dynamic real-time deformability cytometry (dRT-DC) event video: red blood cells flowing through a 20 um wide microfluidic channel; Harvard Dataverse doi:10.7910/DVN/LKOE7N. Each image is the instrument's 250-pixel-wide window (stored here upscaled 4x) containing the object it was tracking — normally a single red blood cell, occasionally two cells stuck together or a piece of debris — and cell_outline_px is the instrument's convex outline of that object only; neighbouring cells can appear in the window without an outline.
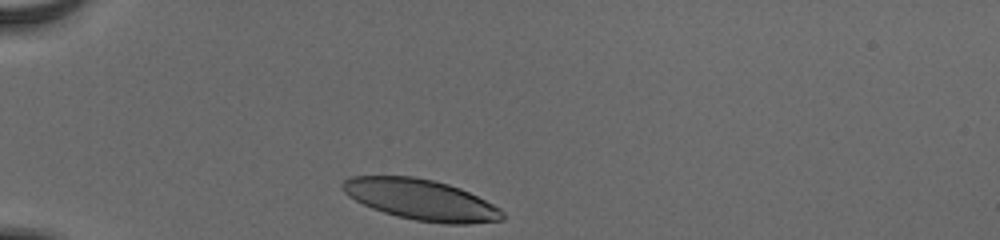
{"species": "human", "species_latin": "Homo sapiens", "temperature_condition": "cold", "stored_images_in_passage": 32, "camera_frame_rate_fps": 3000, "um_per_image_px": 0.085, "donor": {"sex": "male"}, "frame": {"image": 1, "passage_image": 1, "time_ms": 0.0, "image_size_px": [1000, 240], "cell_outline_px": [[504, 220], [468, 224], [444, 224], [416, 220], [396, 216], [372, 208], [348, 196], [340, 188], [340, 184], [344, 180], [352, 176], [416, 176], [448, 184], [460, 188], [500, 208], [504, 212]], "centroid_in_image_um": [35.78, 16.97], "position_along_channel_um": 49.2, "area_um2": 37.92}}
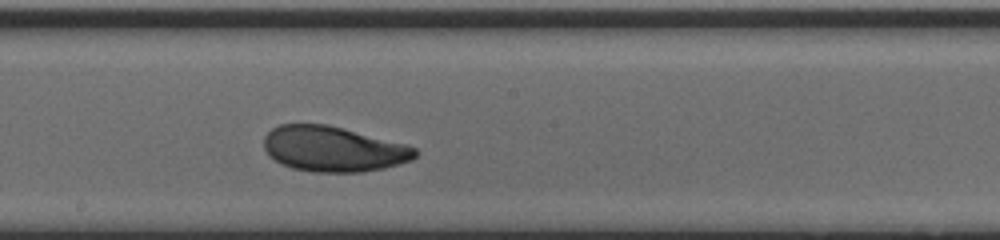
{"frame": {"image": 2, "passage_image": 17, "time_ms": 5.333, "image_size_px": [1000, 240], "cell_outline_px": [[420, 152], [412, 160], [384, 168], [360, 172], [316, 172], [292, 168], [280, 164], [268, 156], [264, 148], [264, 136], [272, 128], [280, 124], [328, 124], [408, 144], [416, 148]], "centroid_in_image_um": [28.34, 12.66], "position_along_channel_um": 219.9, "area_um2": 40.34}}
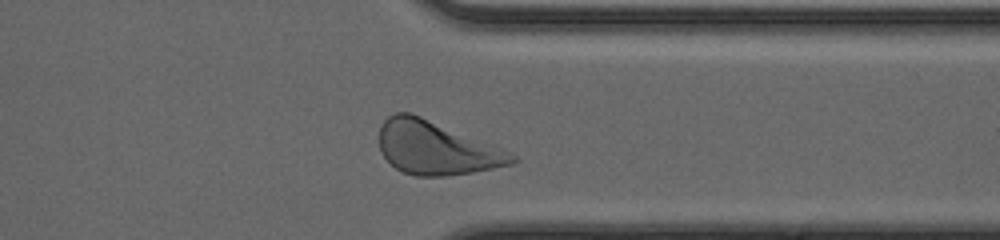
{"frame": {"image": 3, "passage_image": 29, "time_ms": 9.333, "image_size_px": [1000, 240], "cell_outline_px": [[516, 160], [512, 164], [472, 172], [448, 176], [416, 176], [404, 172], [396, 168], [380, 152], [380, 124], [388, 116], [396, 112], [412, 112], [512, 152], [516, 156]], "centroid_in_image_um": [37.07, 12.56], "position_along_channel_um": 374.3, "area_um2": 41.21}, "authors_computed_cell_mechanics": {"area_um2": 39.9109, "velocity_mm_per_s": 3.8383, "shape_relaxation_time_tau1_ms": 3.6677, "shape_relaxation_time_tau2_ms": 2.0863, "deformation_change_tau1": 0.1757, "deformation_change_tau2": 0.0828}}